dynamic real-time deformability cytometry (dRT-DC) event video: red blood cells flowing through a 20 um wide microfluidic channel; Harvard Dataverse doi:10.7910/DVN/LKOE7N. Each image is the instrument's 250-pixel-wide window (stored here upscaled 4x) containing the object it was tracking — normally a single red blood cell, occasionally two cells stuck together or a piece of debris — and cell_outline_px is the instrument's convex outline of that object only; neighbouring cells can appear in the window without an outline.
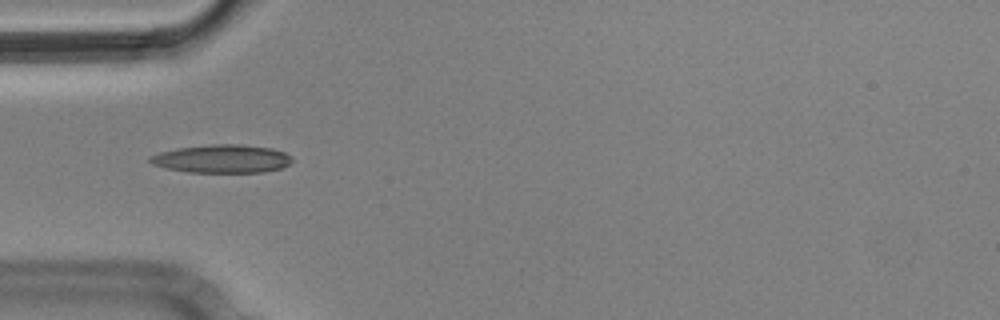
{"species": "Egyptian fruit bat (a non-hibernating species)", "species_latin": "Rousettus aegyptiacus", "temperature_condition": "cold", "stored_images_in_passage": 8, "camera_frame_rate_fps": 3000, "um_per_image_px": 0.085, "animal": {"sex": "male"}, "frame": {"image": 1, "passage_image": 2, "time_ms": 0.333, "image_size_px": [1000, 320], "cell_outline_px": [[292, 160], [288, 164], [280, 168], [264, 172], [188, 172], [164, 168], [152, 164], [148, 160], [148, 156], [160, 152], [176, 148], [212, 144], [240, 144], [272, 148], [284, 152], [292, 156]], "centroid_in_image_um": [18.83, 13.49], "position_along_channel_um": 66.2, "area_um2": 23.47}}
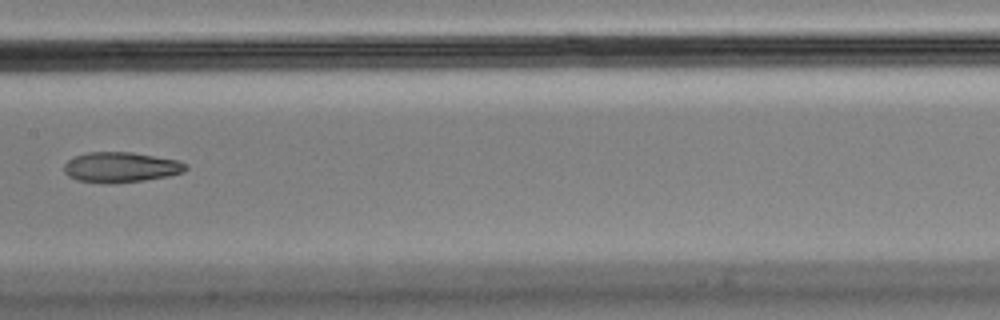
{"frame": {"image": 2, "passage_image": 5, "time_ms": 1.333, "image_size_px": [1000, 320], "cell_outline_px": [[188, 168], [184, 172], [168, 176], [144, 180], [104, 184], [76, 180], [68, 176], [64, 172], [64, 164], [68, 160], [76, 156], [88, 152], [132, 152], [176, 160], [188, 164]], "centroid_in_image_um": [10.26, 14.22], "position_along_channel_um": 197.1, "area_um2": 21.5}}
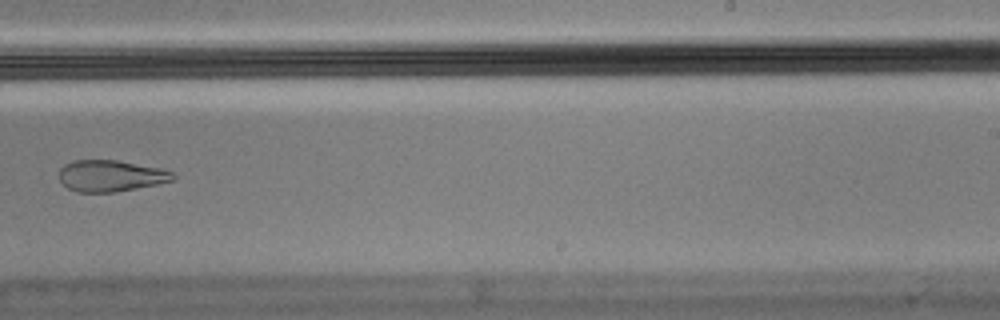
{"frame": {"image": 3, "passage_image": 7, "time_ms": 2.0, "image_size_px": [1000, 320], "cell_outline_px": [[176, 176], [172, 180], [156, 184], [116, 192], [76, 192], [68, 188], [60, 180], [60, 168], [64, 164], [76, 160], [116, 160], [164, 168], [172, 172]], "centroid_in_image_um": [9.42, 14.94], "position_along_channel_um": 279.6, "area_um2": 20.81}}